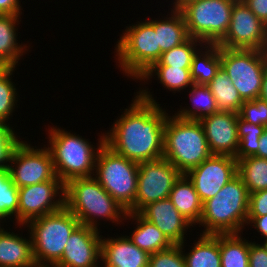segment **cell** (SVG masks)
<instances>
[{
    "label": "cell",
    "mask_w": 267,
    "mask_h": 267,
    "mask_svg": "<svg viewBox=\"0 0 267 267\" xmlns=\"http://www.w3.org/2000/svg\"><path fill=\"white\" fill-rule=\"evenodd\" d=\"M237 0H175L190 37L204 44H217L226 34Z\"/></svg>",
    "instance_id": "obj_7"
},
{
    "label": "cell",
    "mask_w": 267,
    "mask_h": 267,
    "mask_svg": "<svg viewBox=\"0 0 267 267\" xmlns=\"http://www.w3.org/2000/svg\"><path fill=\"white\" fill-rule=\"evenodd\" d=\"M259 98L267 102V63L264 71L261 92Z\"/></svg>",
    "instance_id": "obj_46"
},
{
    "label": "cell",
    "mask_w": 267,
    "mask_h": 267,
    "mask_svg": "<svg viewBox=\"0 0 267 267\" xmlns=\"http://www.w3.org/2000/svg\"><path fill=\"white\" fill-rule=\"evenodd\" d=\"M169 198L180 214L192 225L198 224L202 215L203 202L193 183L182 174L174 183Z\"/></svg>",
    "instance_id": "obj_21"
},
{
    "label": "cell",
    "mask_w": 267,
    "mask_h": 267,
    "mask_svg": "<svg viewBox=\"0 0 267 267\" xmlns=\"http://www.w3.org/2000/svg\"><path fill=\"white\" fill-rule=\"evenodd\" d=\"M204 49L206 51L198 49L192 59L190 73L194 84L207 85L221 67V47L217 44H205Z\"/></svg>",
    "instance_id": "obj_25"
},
{
    "label": "cell",
    "mask_w": 267,
    "mask_h": 267,
    "mask_svg": "<svg viewBox=\"0 0 267 267\" xmlns=\"http://www.w3.org/2000/svg\"><path fill=\"white\" fill-rule=\"evenodd\" d=\"M8 123L0 122V168H8L11 153L20 142L13 128Z\"/></svg>",
    "instance_id": "obj_38"
},
{
    "label": "cell",
    "mask_w": 267,
    "mask_h": 267,
    "mask_svg": "<svg viewBox=\"0 0 267 267\" xmlns=\"http://www.w3.org/2000/svg\"><path fill=\"white\" fill-rule=\"evenodd\" d=\"M199 42V44H197ZM203 44L202 41L190 37L183 44L170 49L161 54L160 59L152 66H171L181 69H191L193 56L197 53V45Z\"/></svg>",
    "instance_id": "obj_33"
},
{
    "label": "cell",
    "mask_w": 267,
    "mask_h": 267,
    "mask_svg": "<svg viewBox=\"0 0 267 267\" xmlns=\"http://www.w3.org/2000/svg\"><path fill=\"white\" fill-rule=\"evenodd\" d=\"M65 207L78 218L80 224L96 229H98L96 220L99 217L117 224L122 222V219H127V210L100 185L94 176L73 178L65 184Z\"/></svg>",
    "instance_id": "obj_3"
},
{
    "label": "cell",
    "mask_w": 267,
    "mask_h": 267,
    "mask_svg": "<svg viewBox=\"0 0 267 267\" xmlns=\"http://www.w3.org/2000/svg\"><path fill=\"white\" fill-rule=\"evenodd\" d=\"M254 156L267 159V127L259 138V149Z\"/></svg>",
    "instance_id": "obj_44"
},
{
    "label": "cell",
    "mask_w": 267,
    "mask_h": 267,
    "mask_svg": "<svg viewBox=\"0 0 267 267\" xmlns=\"http://www.w3.org/2000/svg\"><path fill=\"white\" fill-rule=\"evenodd\" d=\"M171 17L154 20L161 54L186 42L190 36L182 13L173 5ZM166 19V20H165Z\"/></svg>",
    "instance_id": "obj_23"
},
{
    "label": "cell",
    "mask_w": 267,
    "mask_h": 267,
    "mask_svg": "<svg viewBox=\"0 0 267 267\" xmlns=\"http://www.w3.org/2000/svg\"><path fill=\"white\" fill-rule=\"evenodd\" d=\"M193 183L201 201L214 197L237 175V160L227 155H211L185 174Z\"/></svg>",
    "instance_id": "obj_15"
},
{
    "label": "cell",
    "mask_w": 267,
    "mask_h": 267,
    "mask_svg": "<svg viewBox=\"0 0 267 267\" xmlns=\"http://www.w3.org/2000/svg\"><path fill=\"white\" fill-rule=\"evenodd\" d=\"M264 125H254L243 120L238 114L237 136L239 148L236 156L237 161L249 156H254L259 149V138L265 130Z\"/></svg>",
    "instance_id": "obj_32"
},
{
    "label": "cell",
    "mask_w": 267,
    "mask_h": 267,
    "mask_svg": "<svg viewBox=\"0 0 267 267\" xmlns=\"http://www.w3.org/2000/svg\"><path fill=\"white\" fill-rule=\"evenodd\" d=\"M14 69L0 80V122L3 123H7L8 119H10L9 117L13 115L12 113L15 111V105L18 101L17 89L11 80L12 77H10Z\"/></svg>",
    "instance_id": "obj_35"
},
{
    "label": "cell",
    "mask_w": 267,
    "mask_h": 267,
    "mask_svg": "<svg viewBox=\"0 0 267 267\" xmlns=\"http://www.w3.org/2000/svg\"><path fill=\"white\" fill-rule=\"evenodd\" d=\"M48 134L50 147L47 149L51 154L56 176L64 184L73 178L95 175V161L100 147L104 144V133L98 139L96 149L81 136L53 126Z\"/></svg>",
    "instance_id": "obj_5"
},
{
    "label": "cell",
    "mask_w": 267,
    "mask_h": 267,
    "mask_svg": "<svg viewBox=\"0 0 267 267\" xmlns=\"http://www.w3.org/2000/svg\"><path fill=\"white\" fill-rule=\"evenodd\" d=\"M249 193L237 174L211 199L203 203L199 225L204 235L237 234L247 223Z\"/></svg>",
    "instance_id": "obj_2"
},
{
    "label": "cell",
    "mask_w": 267,
    "mask_h": 267,
    "mask_svg": "<svg viewBox=\"0 0 267 267\" xmlns=\"http://www.w3.org/2000/svg\"><path fill=\"white\" fill-rule=\"evenodd\" d=\"M238 114L251 124L267 127V102L260 98L244 101Z\"/></svg>",
    "instance_id": "obj_37"
},
{
    "label": "cell",
    "mask_w": 267,
    "mask_h": 267,
    "mask_svg": "<svg viewBox=\"0 0 267 267\" xmlns=\"http://www.w3.org/2000/svg\"><path fill=\"white\" fill-rule=\"evenodd\" d=\"M139 163L127 159L103 144L95 161V179L128 210L137 194Z\"/></svg>",
    "instance_id": "obj_9"
},
{
    "label": "cell",
    "mask_w": 267,
    "mask_h": 267,
    "mask_svg": "<svg viewBox=\"0 0 267 267\" xmlns=\"http://www.w3.org/2000/svg\"><path fill=\"white\" fill-rule=\"evenodd\" d=\"M79 224L78 218L65 206L30 220L26 225L30 229L36 266L53 267L61 259L67 240Z\"/></svg>",
    "instance_id": "obj_6"
},
{
    "label": "cell",
    "mask_w": 267,
    "mask_h": 267,
    "mask_svg": "<svg viewBox=\"0 0 267 267\" xmlns=\"http://www.w3.org/2000/svg\"><path fill=\"white\" fill-rule=\"evenodd\" d=\"M181 175L165 158L139 163L137 194L127 212L139 213L149 203L168 198Z\"/></svg>",
    "instance_id": "obj_11"
},
{
    "label": "cell",
    "mask_w": 267,
    "mask_h": 267,
    "mask_svg": "<svg viewBox=\"0 0 267 267\" xmlns=\"http://www.w3.org/2000/svg\"><path fill=\"white\" fill-rule=\"evenodd\" d=\"M191 87L189 95L193 108H180L181 111L175 114L177 117L200 121L204 117L219 112L216 99L207 85L193 84Z\"/></svg>",
    "instance_id": "obj_28"
},
{
    "label": "cell",
    "mask_w": 267,
    "mask_h": 267,
    "mask_svg": "<svg viewBox=\"0 0 267 267\" xmlns=\"http://www.w3.org/2000/svg\"><path fill=\"white\" fill-rule=\"evenodd\" d=\"M187 254L183 252L186 267H221L220 234H200Z\"/></svg>",
    "instance_id": "obj_24"
},
{
    "label": "cell",
    "mask_w": 267,
    "mask_h": 267,
    "mask_svg": "<svg viewBox=\"0 0 267 267\" xmlns=\"http://www.w3.org/2000/svg\"><path fill=\"white\" fill-rule=\"evenodd\" d=\"M0 267H37L31 237L28 240L0 226Z\"/></svg>",
    "instance_id": "obj_20"
},
{
    "label": "cell",
    "mask_w": 267,
    "mask_h": 267,
    "mask_svg": "<svg viewBox=\"0 0 267 267\" xmlns=\"http://www.w3.org/2000/svg\"><path fill=\"white\" fill-rule=\"evenodd\" d=\"M13 68L14 67L11 64L0 59V80L4 78Z\"/></svg>",
    "instance_id": "obj_45"
},
{
    "label": "cell",
    "mask_w": 267,
    "mask_h": 267,
    "mask_svg": "<svg viewBox=\"0 0 267 267\" xmlns=\"http://www.w3.org/2000/svg\"><path fill=\"white\" fill-rule=\"evenodd\" d=\"M144 88L129 109L104 135V144L115 153L137 163L163 158L164 127L168 113Z\"/></svg>",
    "instance_id": "obj_1"
},
{
    "label": "cell",
    "mask_w": 267,
    "mask_h": 267,
    "mask_svg": "<svg viewBox=\"0 0 267 267\" xmlns=\"http://www.w3.org/2000/svg\"><path fill=\"white\" fill-rule=\"evenodd\" d=\"M211 155L200 121L167 115L163 158L170 161L181 174H186Z\"/></svg>",
    "instance_id": "obj_4"
},
{
    "label": "cell",
    "mask_w": 267,
    "mask_h": 267,
    "mask_svg": "<svg viewBox=\"0 0 267 267\" xmlns=\"http://www.w3.org/2000/svg\"><path fill=\"white\" fill-rule=\"evenodd\" d=\"M183 248L184 243L151 254L148 267H186Z\"/></svg>",
    "instance_id": "obj_36"
},
{
    "label": "cell",
    "mask_w": 267,
    "mask_h": 267,
    "mask_svg": "<svg viewBox=\"0 0 267 267\" xmlns=\"http://www.w3.org/2000/svg\"><path fill=\"white\" fill-rule=\"evenodd\" d=\"M98 230L79 224L67 240L61 259L53 267H98L103 238Z\"/></svg>",
    "instance_id": "obj_16"
},
{
    "label": "cell",
    "mask_w": 267,
    "mask_h": 267,
    "mask_svg": "<svg viewBox=\"0 0 267 267\" xmlns=\"http://www.w3.org/2000/svg\"><path fill=\"white\" fill-rule=\"evenodd\" d=\"M253 225H251V224ZM254 226L262 236L267 239V215L264 216H248L247 225Z\"/></svg>",
    "instance_id": "obj_43"
},
{
    "label": "cell",
    "mask_w": 267,
    "mask_h": 267,
    "mask_svg": "<svg viewBox=\"0 0 267 267\" xmlns=\"http://www.w3.org/2000/svg\"><path fill=\"white\" fill-rule=\"evenodd\" d=\"M19 15H0V59L5 60L14 68L26 52V44L17 43L16 23H19ZM17 63V64H16Z\"/></svg>",
    "instance_id": "obj_26"
},
{
    "label": "cell",
    "mask_w": 267,
    "mask_h": 267,
    "mask_svg": "<svg viewBox=\"0 0 267 267\" xmlns=\"http://www.w3.org/2000/svg\"><path fill=\"white\" fill-rule=\"evenodd\" d=\"M126 217L137 222V228L128 238L148 254L168 249L173 245L152 222L146 220L140 213L127 212Z\"/></svg>",
    "instance_id": "obj_22"
},
{
    "label": "cell",
    "mask_w": 267,
    "mask_h": 267,
    "mask_svg": "<svg viewBox=\"0 0 267 267\" xmlns=\"http://www.w3.org/2000/svg\"><path fill=\"white\" fill-rule=\"evenodd\" d=\"M207 86L216 99L219 111L239 113L244 101L221 67Z\"/></svg>",
    "instance_id": "obj_27"
},
{
    "label": "cell",
    "mask_w": 267,
    "mask_h": 267,
    "mask_svg": "<svg viewBox=\"0 0 267 267\" xmlns=\"http://www.w3.org/2000/svg\"><path fill=\"white\" fill-rule=\"evenodd\" d=\"M139 213L152 222L173 245L184 243L186 230L193 227L175 208L169 197L149 203Z\"/></svg>",
    "instance_id": "obj_18"
},
{
    "label": "cell",
    "mask_w": 267,
    "mask_h": 267,
    "mask_svg": "<svg viewBox=\"0 0 267 267\" xmlns=\"http://www.w3.org/2000/svg\"><path fill=\"white\" fill-rule=\"evenodd\" d=\"M33 147L21 140L11 153L9 161L11 164H8L7 169L13 184L18 188L48 180H60L56 176L52 157L47 147L41 149Z\"/></svg>",
    "instance_id": "obj_12"
},
{
    "label": "cell",
    "mask_w": 267,
    "mask_h": 267,
    "mask_svg": "<svg viewBox=\"0 0 267 267\" xmlns=\"http://www.w3.org/2000/svg\"><path fill=\"white\" fill-rule=\"evenodd\" d=\"M264 243V244H263ZM262 245L264 246V248L267 250V239H265L264 242H262Z\"/></svg>",
    "instance_id": "obj_47"
},
{
    "label": "cell",
    "mask_w": 267,
    "mask_h": 267,
    "mask_svg": "<svg viewBox=\"0 0 267 267\" xmlns=\"http://www.w3.org/2000/svg\"><path fill=\"white\" fill-rule=\"evenodd\" d=\"M19 0H0V15H21Z\"/></svg>",
    "instance_id": "obj_42"
},
{
    "label": "cell",
    "mask_w": 267,
    "mask_h": 267,
    "mask_svg": "<svg viewBox=\"0 0 267 267\" xmlns=\"http://www.w3.org/2000/svg\"><path fill=\"white\" fill-rule=\"evenodd\" d=\"M157 75L158 80L163 84L164 88L170 91L184 90L186 87L191 86L194 82L191 79L190 69H181L180 67L171 66H151L138 80H149Z\"/></svg>",
    "instance_id": "obj_31"
},
{
    "label": "cell",
    "mask_w": 267,
    "mask_h": 267,
    "mask_svg": "<svg viewBox=\"0 0 267 267\" xmlns=\"http://www.w3.org/2000/svg\"><path fill=\"white\" fill-rule=\"evenodd\" d=\"M149 257L126 235L101 239L100 261L104 267H148Z\"/></svg>",
    "instance_id": "obj_19"
},
{
    "label": "cell",
    "mask_w": 267,
    "mask_h": 267,
    "mask_svg": "<svg viewBox=\"0 0 267 267\" xmlns=\"http://www.w3.org/2000/svg\"><path fill=\"white\" fill-rule=\"evenodd\" d=\"M237 174L246 185L249 194L267 189V159L257 156L239 159Z\"/></svg>",
    "instance_id": "obj_30"
},
{
    "label": "cell",
    "mask_w": 267,
    "mask_h": 267,
    "mask_svg": "<svg viewBox=\"0 0 267 267\" xmlns=\"http://www.w3.org/2000/svg\"><path fill=\"white\" fill-rule=\"evenodd\" d=\"M245 5L267 25V0H242Z\"/></svg>",
    "instance_id": "obj_41"
},
{
    "label": "cell",
    "mask_w": 267,
    "mask_h": 267,
    "mask_svg": "<svg viewBox=\"0 0 267 267\" xmlns=\"http://www.w3.org/2000/svg\"><path fill=\"white\" fill-rule=\"evenodd\" d=\"M249 246L241 233L220 234L221 267H249Z\"/></svg>",
    "instance_id": "obj_29"
},
{
    "label": "cell",
    "mask_w": 267,
    "mask_h": 267,
    "mask_svg": "<svg viewBox=\"0 0 267 267\" xmlns=\"http://www.w3.org/2000/svg\"><path fill=\"white\" fill-rule=\"evenodd\" d=\"M17 209L18 187L13 184L8 169L0 168V223L6 218L11 220L13 215L17 220Z\"/></svg>",
    "instance_id": "obj_34"
},
{
    "label": "cell",
    "mask_w": 267,
    "mask_h": 267,
    "mask_svg": "<svg viewBox=\"0 0 267 267\" xmlns=\"http://www.w3.org/2000/svg\"><path fill=\"white\" fill-rule=\"evenodd\" d=\"M57 196L60 197L58 200ZM64 206L65 184L61 180H48L18 188L16 223L21 228L30 220L56 212Z\"/></svg>",
    "instance_id": "obj_13"
},
{
    "label": "cell",
    "mask_w": 267,
    "mask_h": 267,
    "mask_svg": "<svg viewBox=\"0 0 267 267\" xmlns=\"http://www.w3.org/2000/svg\"><path fill=\"white\" fill-rule=\"evenodd\" d=\"M267 215V189L249 194L248 216Z\"/></svg>",
    "instance_id": "obj_39"
},
{
    "label": "cell",
    "mask_w": 267,
    "mask_h": 267,
    "mask_svg": "<svg viewBox=\"0 0 267 267\" xmlns=\"http://www.w3.org/2000/svg\"><path fill=\"white\" fill-rule=\"evenodd\" d=\"M238 113L219 111L200 120L212 155L235 157L239 148Z\"/></svg>",
    "instance_id": "obj_17"
},
{
    "label": "cell",
    "mask_w": 267,
    "mask_h": 267,
    "mask_svg": "<svg viewBox=\"0 0 267 267\" xmlns=\"http://www.w3.org/2000/svg\"><path fill=\"white\" fill-rule=\"evenodd\" d=\"M217 45L229 49L267 50V25L242 0H237L229 28Z\"/></svg>",
    "instance_id": "obj_14"
},
{
    "label": "cell",
    "mask_w": 267,
    "mask_h": 267,
    "mask_svg": "<svg viewBox=\"0 0 267 267\" xmlns=\"http://www.w3.org/2000/svg\"><path fill=\"white\" fill-rule=\"evenodd\" d=\"M266 63L267 50L221 47V68L243 101L259 98Z\"/></svg>",
    "instance_id": "obj_10"
},
{
    "label": "cell",
    "mask_w": 267,
    "mask_h": 267,
    "mask_svg": "<svg viewBox=\"0 0 267 267\" xmlns=\"http://www.w3.org/2000/svg\"><path fill=\"white\" fill-rule=\"evenodd\" d=\"M249 267H267V250L262 244L250 242Z\"/></svg>",
    "instance_id": "obj_40"
},
{
    "label": "cell",
    "mask_w": 267,
    "mask_h": 267,
    "mask_svg": "<svg viewBox=\"0 0 267 267\" xmlns=\"http://www.w3.org/2000/svg\"><path fill=\"white\" fill-rule=\"evenodd\" d=\"M117 43L118 66L133 79H139L161 57L153 19L127 27Z\"/></svg>",
    "instance_id": "obj_8"
}]
</instances>
